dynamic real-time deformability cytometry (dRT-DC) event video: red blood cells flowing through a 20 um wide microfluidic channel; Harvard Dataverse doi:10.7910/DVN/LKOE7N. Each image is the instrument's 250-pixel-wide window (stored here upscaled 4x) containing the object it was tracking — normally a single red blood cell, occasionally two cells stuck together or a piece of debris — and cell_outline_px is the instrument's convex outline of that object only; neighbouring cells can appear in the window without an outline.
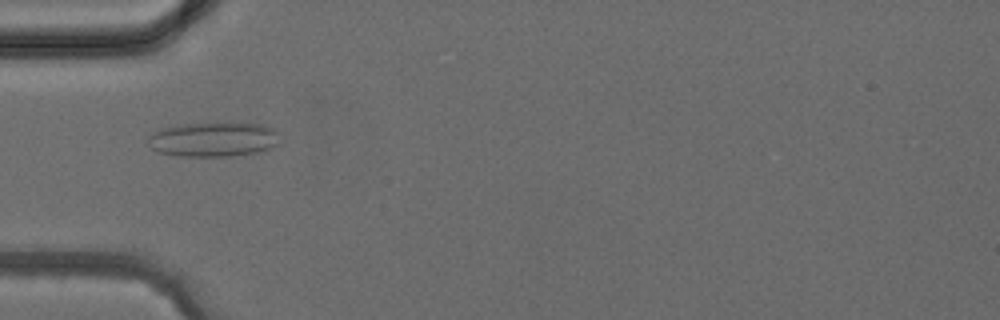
{"species": "common noctule bat (a hibernating species)", "species_latin": "Nyctalus noctula", "temperature_condition": "cold", "stored_images_in_passage": 4, "camera_frame_rate_fps": 3000, "um_per_image_px": 0.085, "animal": {"sex": "female", "body_mass_g": 24.6, "forearm_length_mm": 56.2}, "frame": {"image": 1, "passage_image": 4, "time_ms": 3.333, "image_size_px": [1000, 320], "cell_outline_px": [[280, 144], [264, 152], [232, 156], [176, 156], [160, 152], [152, 148], [144, 140], [152, 132], [160, 128], [184, 124], [264, 124], [276, 128]], "centroid_in_image_um": [18.16, 11.87], "position_along_channel_um": 66.8, "area_um2": 26.88}}